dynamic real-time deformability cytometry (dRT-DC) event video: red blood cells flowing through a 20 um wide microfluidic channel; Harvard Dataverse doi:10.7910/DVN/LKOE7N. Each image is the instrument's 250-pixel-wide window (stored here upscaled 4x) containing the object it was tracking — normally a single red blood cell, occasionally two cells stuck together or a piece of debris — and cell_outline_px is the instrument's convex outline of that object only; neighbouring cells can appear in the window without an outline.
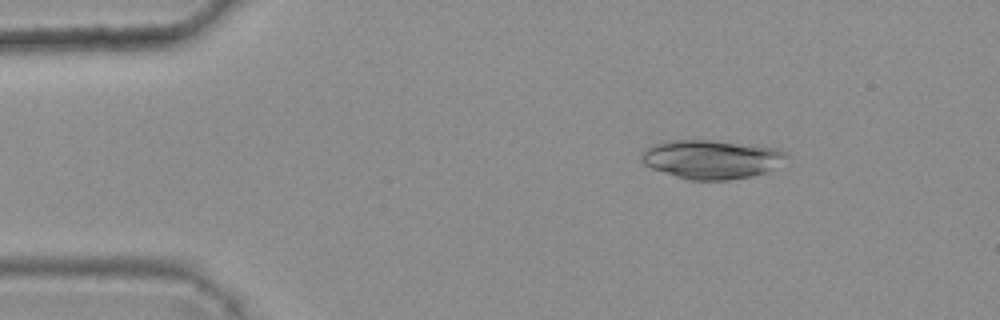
{"species": "common noctule bat (a hibernating species)", "species_latin": "Nyctalus noctula", "temperature_condition": "warm", "stored_images_in_passage": 3, "camera_frame_rate_fps": 3000, "um_per_image_px": 0.085, "animal": {"sex": "female", "body_mass_g": 25.1}, "frame": {"image": 1, "passage_image": 1, "time_ms": 0.0, "image_size_px": [1000, 320], "cell_outline_px": [[788, 156], [768, 172], [752, 176], [728, 180], [692, 180], [676, 176], [652, 168], [644, 164], [640, 160], [640, 156], [644, 148], [652, 144], [672, 140], [712, 140], [756, 144], [780, 148], [788, 152]], "centroid_in_image_um": [60.5, 13.52], "position_along_channel_um": 24.5, "area_um2": 33.23}}